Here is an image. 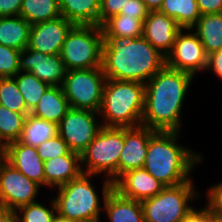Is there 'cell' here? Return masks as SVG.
<instances>
[{
  "label": "cell",
  "instance_id": "obj_37",
  "mask_svg": "<svg viewBox=\"0 0 222 222\" xmlns=\"http://www.w3.org/2000/svg\"><path fill=\"white\" fill-rule=\"evenodd\" d=\"M149 12L142 0H128L125 7L120 10V14L135 18H146Z\"/></svg>",
  "mask_w": 222,
  "mask_h": 222
},
{
  "label": "cell",
  "instance_id": "obj_40",
  "mask_svg": "<svg viewBox=\"0 0 222 222\" xmlns=\"http://www.w3.org/2000/svg\"><path fill=\"white\" fill-rule=\"evenodd\" d=\"M206 71H213L222 79V49L208 55Z\"/></svg>",
  "mask_w": 222,
  "mask_h": 222
},
{
  "label": "cell",
  "instance_id": "obj_5",
  "mask_svg": "<svg viewBox=\"0 0 222 222\" xmlns=\"http://www.w3.org/2000/svg\"><path fill=\"white\" fill-rule=\"evenodd\" d=\"M97 175L82 173L78 178L58 187L54 201L57 213L77 222H100V213L104 201L113 189V182L105 177L102 187L103 204L91 183V177ZM102 206V207H101Z\"/></svg>",
  "mask_w": 222,
  "mask_h": 222
},
{
  "label": "cell",
  "instance_id": "obj_29",
  "mask_svg": "<svg viewBox=\"0 0 222 222\" xmlns=\"http://www.w3.org/2000/svg\"><path fill=\"white\" fill-rule=\"evenodd\" d=\"M25 119V114L0 105V145L3 148L20 139Z\"/></svg>",
  "mask_w": 222,
  "mask_h": 222
},
{
  "label": "cell",
  "instance_id": "obj_41",
  "mask_svg": "<svg viewBox=\"0 0 222 222\" xmlns=\"http://www.w3.org/2000/svg\"><path fill=\"white\" fill-rule=\"evenodd\" d=\"M182 222H208V207L196 209L193 208Z\"/></svg>",
  "mask_w": 222,
  "mask_h": 222
},
{
  "label": "cell",
  "instance_id": "obj_36",
  "mask_svg": "<svg viewBox=\"0 0 222 222\" xmlns=\"http://www.w3.org/2000/svg\"><path fill=\"white\" fill-rule=\"evenodd\" d=\"M207 207L215 215L222 216V181L207 189Z\"/></svg>",
  "mask_w": 222,
  "mask_h": 222
},
{
  "label": "cell",
  "instance_id": "obj_3",
  "mask_svg": "<svg viewBox=\"0 0 222 222\" xmlns=\"http://www.w3.org/2000/svg\"><path fill=\"white\" fill-rule=\"evenodd\" d=\"M179 135L174 131H155L149 139L143 167L165 186H176L191 180L190 173L203 160L200 153L177 142Z\"/></svg>",
  "mask_w": 222,
  "mask_h": 222
},
{
  "label": "cell",
  "instance_id": "obj_27",
  "mask_svg": "<svg viewBox=\"0 0 222 222\" xmlns=\"http://www.w3.org/2000/svg\"><path fill=\"white\" fill-rule=\"evenodd\" d=\"M159 12L172 17L182 29L192 28L201 16L196 0H164Z\"/></svg>",
  "mask_w": 222,
  "mask_h": 222
},
{
  "label": "cell",
  "instance_id": "obj_8",
  "mask_svg": "<svg viewBox=\"0 0 222 222\" xmlns=\"http://www.w3.org/2000/svg\"><path fill=\"white\" fill-rule=\"evenodd\" d=\"M201 193L195 190L193 180L180 185L166 186L157 195L141 201L145 222H182L193 209L190 201Z\"/></svg>",
  "mask_w": 222,
  "mask_h": 222
},
{
  "label": "cell",
  "instance_id": "obj_31",
  "mask_svg": "<svg viewBox=\"0 0 222 222\" xmlns=\"http://www.w3.org/2000/svg\"><path fill=\"white\" fill-rule=\"evenodd\" d=\"M0 105L26 116L30 114L14 77L0 78Z\"/></svg>",
  "mask_w": 222,
  "mask_h": 222
},
{
  "label": "cell",
  "instance_id": "obj_1",
  "mask_svg": "<svg viewBox=\"0 0 222 222\" xmlns=\"http://www.w3.org/2000/svg\"><path fill=\"white\" fill-rule=\"evenodd\" d=\"M193 77L165 66L147 81L141 125L155 131L180 132L182 107Z\"/></svg>",
  "mask_w": 222,
  "mask_h": 222
},
{
  "label": "cell",
  "instance_id": "obj_42",
  "mask_svg": "<svg viewBox=\"0 0 222 222\" xmlns=\"http://www.w3.org/2000/svg\"><path fill=\"white\" fill-rule=\"evenodd\" d=\"M0 222H15V211L0 207Z\"/></svg>",
  "mask_w": 222,
  "mask_h": 222
},
{
  "label": "cell",
  "instance_id": "obj_21",
  "mask_svg": "<svg viewBox=\"0 0 222 222\" xmlns=\"http://www.w3.org/2000/svg\"><path fill=\"white\" fill-rule=\"evenodd\" d=\"M61 86H49L30 112L31 115L58 124L70 109Z\"/></svg>",
  "mask_w": 222,
  "mask_h": 222
},
{
  "label": "cell",
  "instance_id": "obj_33",
  "mask_svg": "<svg viewBox=\"0 0 222 222\" xmlns=\"http://www.w3.org/2000/svg\"><path fill=\"white\" fill-rule=\"evenodd\" d=\"M19 50L0 44V78L14 77L19 70Z\"/></svg>",
  "mask_w": 222,
  "mask_h": 222
},
{
  "label": "cell",
  "instance_id": "obj_12",
  "mask_svg": "<svg viewBox=\"0 0 222 222\" xmlns=\"http://www.w3.org/2000/svg\"><path fill=\"white\" fill-rule=\"evenodd\" d=\"M187 33L183 34V31ZM193 29H181L175 37L172 51L166 56V66L173 70L189 73L195 77L206 71L208 55Z\"/></svg>",
  "mask_w": 222,
  "mask_h": 222
},
{
  "label": "cell",
  "instance_id": "obj_11",
  "mask_svg": "<svg viewBox=\"0 0 222 222\" xmlns=\"http://www.w3.org/2000/svg\"><path fill=\"white\" fill-rule=\"evenodd\" d=\"M40 188L0 156V207L15 211L20 206L38 202L35 199Z\"/></svg>",
  "mask_w": 222,
  "mask_h": 222
},
{
  "label": "cell",
  "instance_id": "obj_35",
  "mask_svg": "<svg viewBox=\"0 0 222 222\" xmlns=\"http://www.w3.org/2000/svg\"><path fill=\"white\" fill-rule=\"evenodd\" d=\"M128 0H100L99 26L107 19L120 14L121 8H124Z\"/></svg>",
  "mask_w": 222,
  "mask_h": 222
},
{
  "label": "cell",
  "instance_id": "obj_4",
  "mask_svg": "<svg viewBox=\"0 0 222 222\" xmlns=\"http://www.w3.org/2000/svg\"><path fill=\"white\" fill-rule=\"evenodd\" d=\"M145 84L136 81L106 79L99 115L104 127L141 126Z\"/></svg>",
  "mask_w": 222,
  "mask_h": 222
},
{
  "label": "cell",
  "instance_id": "obj_39",
  "mask_svg": "<svg viewBox=\"0 0 222 222\" xmlns=\"http://www.w3.org/2000/svg\"><path fill=\"white\" fill-rule=\"evenodd\" d=\"M201 15L222 13V0H196Z\"/></svg>",
  "mask_w": 222,
  "mask_h": 222
},
{
  "label": "cell",
  "instance_id": "obj_43",
  "mask_svg": "<svg viewBox=\"0 0 222 222\" xmlns=\"http://www.w3.org/2000/svg\"><path fill=\"white\" fill-rule=\"evenodd\" d=\"M150 11H159L164 0H142Z\"/></svg>",
  "mask_w": 222,
  "mask_h": 222
},
{
  "label": "cell",
  "instance_id": "obj_16",
  "mask_svg": "<svg viewBox=\"0 0 222 222\" xmlns=\"http://www.w3.org/2000/svg\"><path fill=\"white\" fill-rule=\"evenodd\" d=\"M155 130L145 126L124 128V147L118 163V178L127 171L142 168L149 139Z\"/></svg>",
  "mask_w": 222,
  "mask_h": 222
},
{
  "label": "cell",
  "instance_id": "obj_24",
  "mask_svg": "<svg viewBox=\"0 0 222 222\" xmlns=\"http://www.w3.org/2000/svg\"><path fill=\"white\" fill-rule=\"evenodd\" d=\"M191 29H195L207 55L222 49V13L201 15Z\"/></svg>",
  "mask_w": 222,
  "mask_h": 222
},
{
  "label": "cell",
  "instance_id": "obj_23",
  "mask_svg": "<svg viewBox=\"0 0 222 222\" xmlns=\"http://www.w3.org/2000/svg\"><path fill=\"white\" fill-rule=\"evenodd\" d=\"M31 24L23 17H0V44L22 51L29 45Z\"/></svg>",
  "mask_w": 222,
  "mask_h": 222
},
{
  "label": "cell",
  "instance_id": "obj_26",
  "mask_svg": "<svg viewBox=\"0 0 222 222\" xmlns=\"http://www.w3.org/2000/svg\"><path fill=\"white\" fill-rule=\"evenodd\" d=\"M56 135H58V124L28 114L19 141L37 147Z\"/></svg>",
  "mask_w": 222,
  "mask_h": 222
},
{
  "label": "cell",
  "instance_id": "obj_18",
  "mask_svg": "<svg viewBox=\"0 0 222 222\" xmlns=\"http://www.w3.org/2000/svg\"><path fill=\"white\" fill-rule=\"evenodd\" d=\"M15 169L40 186H45L44 161L36 147L21 143L19 140L8 144L1 155Z\"/></svg>",
  "mask_w": 222,
  "mask_h": 222
},
{
  "label": "cell",
  "instance_id": "obj_9",
  "mask_svg": "<svg viewBox=\"0 0 222 222\" xmlns=\"http://www.w3.org/2000/svg\"><path fill=\"white\" fill-rule=\"evenodd\" d=\"M105 81L102 67L67 70L61 87L70 107L99 112Z\"/></svg>",
  "mask_w": 222,
  "mask_h": 222
},
{
  "label": "cell",
  "instance_id": "obj_46",
  "mask_svg": "<svg viewBox=\"0 0 222 222\" xmlns=\"http://www.w3.org/2000/svg\"><path fill=\"white\" fill-rule=\"evenodd\" d=\"M3 147L0 145V156L2 155V153H3Z\"/></svg>",
  "mask_w": 222,
  "mask_h": 222
},
{
  "label": "cell",
  "instance_id": "obj_10",
  "mask_svg": "<svg viewBox=\"0 0 222 222\" xmlns=\"http://www.w3.org/2000/svg\"><path fill=\"white\" fill-rule=\"evenodd\" d=\"M96 115L99 112L71 107L58 123V134L70 151L81 155L96 137L103 127Z\"/></svg>",
  "mask_w": 222,
  "mask_h": 222
},
{
  "label": "cell",
  "instance_id": "obj_7",
  "mask_svg": "<svg viewBox=\"0 0 222 222\" xmlns=\"http://www.w3.org/2000/svg\"><path fill=\"white\" fill-rule=\"evenodd\" d=\"M103 31L101 26L74 25L61 49L67 70L102 67Z\"/></svg>",
  "mask_w": 222,
  "mask_h": 222
},
{
  "label": "cell",
  "instance_id": "obj_15",
  "mask_svg": "<svg viewBox=\"0 0 222 222\" xmlns=\"http://www.w3.org/2000/svg\"><path fill=\"white\" fill-rule=\"evenodd\" d=\"M165 187L144 167L125 172L113 183V189L122 197L136 201L151 198L160 193Z\"/></svg>",
  "mask_w": 222,
  "mask_h": 222
},
{
  "label": "cell",
  "instance_id": "obj_45",
  "mask_svg": "<svg viewBox=\"0 0 222 222\" xmlns=\"http://www.w3.org/2000/svg\"><path fill=\"white\" fill-rule=\"evenodd\" d=\"M53 222H77V221L67 219L57 213L53 219Z\"/></svg>",
  "mask_w": 222,
  "mask_h": 222
},
{
  "label": "cell",
  "instance_id": "obj_28",
  "mask_svg": "<svg viewBox=\"0 0 222 222\" xmlns=\"http://www.w3.org/2000/svg\"><path fill=\"white\" fill-rule=\"evenodd\" d=\"M19 15L34 25L59 18L61 11L58 0H22Z\"/></svg>",
  "mask_w": 222,
  "mask_h": 222
},
{
  "label": "cell",
  "instance_id": "obj_38",
  "mask_svg": "<svg viewBox=\"0 0 222 222\" xmlns=\"http://www.w3.org/2000/svg\"><path fill=\"white\" fill-rule=\"evenodd\" d=\"M22 0H0V17L19 16Z\"/></svg>",
  "mask_w": 222,
  "mask_h": 222
},
{
  "label": "cell",
  "instance_id": "obj_13",
  "mask_svg": "<svg viewBox=\"0 0 222 222\" xmlns=\"http://www.w3.org/2000/svg\"><path fill=\"white\" fill-rule=\"evenodd\" d=\"M20 72H30L49 86H61L67 74L60 54H45L26 47L19 53Z\"/></svg>",
  "mask_w": 222,
  "mask_h": 222
},
{
  "label": "cell",
  "instance_id": "obj_20",
  "mask_svg": "<svg viewBox=\"0 0 222 222\" xmlns=\"http://www.w3.org/2000/svg\"><path fill=\"white\" fill-rule=\"evenodd\" d=\"M109 222H145L141 201L122 197L112 189L104 201Z\"/></svg>",
  "mask_w": 222,
  "mask_h": 222
},
{
  "label": "cell",
  "instance_id": "obj_17",
  "mask_svg": "<svg viewBox=\"0 0 222 222\" xmlns=\"http://www.w3.org/2000/svg\"><path fill=\"white\" fill-rule=\"evenodd\" d=\"M182 28L172 18L159 11H150L143 22V37L164 56L173 48L175 37Z\"/></svg>",
  "mask_w": 222,
  "mask_h": 222
},
{
  "label": "cell",
  "instance_id": "obj_19",
  "mask_svg": "<svg viewBox=\"0 0 222 222\" xmlns=\"http://www.w3.org/2000/svg\"><path fill=\"white\" fill-rule=\"evenodd\" d=\"M45 186L58 188L78 178L82 173L81 155L69 151L66 155L48 159L43 165Z\"/></svg>",
  "mask_w": 222,
  "mask_h": 222
},
{
  "label": "cell",
  "instance_id": "obj_34",
  "mask_svg": "<svg viewBox=\"0 0 222 222\" xmlns=\"http://www.w3.org/2000/svg\"><path fill=\"white\" fill-rule=\"evenodd\" d=\"M36 149L44 162L51 158L66 155L70 151L67 143L59 134L38 145Z\"/></svg>",
  "mask_w": 222,
  "mask_h": 222
},
{
  "label": "cell",
  "instance_id": "obj_30",
  "mask_svg": "<svg viewBox=\"0 0 222 222\" xmlns=\"http://www.w3.org/2000/svg\"><path fill=\"white\" fill-rule=\"evenodd\" d=\"M14 78L24 98L27 109L31 112L49 85L39 80L30 72H18Z\"/></svg>",
  "mask_w": 222,
  "mask_h": 222
},
{
  "label": "cell",
  "instance_id": "obj_14",
  "mask_svg": "<svg viewBox=\"0 0 222 222\" xmlns=\"http://www.w3.org/2000/svg\"><path fill=\"white\" fill-rule=\"evenodd\" d=\"M74 24L65 17L31 25L28 48L45 54H60Z\"/></svg>",
  "mask_w": 222,
  "mask_h": 222
},
{
  "label": "cell",
  "instance_id": "obj_2",
  "mask_svg": "<svg viewBox=\"0 0 222 222\" xmlns=\"http://www.w3.org/2000/svg\"><path fill=\"white\" fill-rule=\"evenodd\" d=\"M166 66V56L143 36L117 40L104 38L102 70L106 79L145 84Z\"/></svg>",
  "mask_w": 222,
  "mask_h": 222
},
{
  "label": "cell",
  "instance_id": "obj_44",
  "mask_svg": "<svg viewBox=\"0 0 222 222\" xmlns=\"http://www.w3.org/2000/svg\"><path fill=\"white\" fill-rule=\"evenodd\" d=\"M208 222H222V216L215 215L208 209Z\"/></svg>",
  "mask_w": 222,
  "mask_h": 222
},
{
  "label": "cell",
  "instance_id": "obj_25",
  "mask_svg": "<svg viewBox=\"0 0 222 222\" xmlns=\"http://www.w3.org/2000/svg\"><path fill=\"white\" fill-rule=\"evenodd\" d=\"M144 19L122 14L112 16L101 25L103 37L117 40L142 37Z\"/></svg>",
  "mask_w": 222,
  "mask_h": 222
},
{
  "label": "cell",
  "instance_id": "obj_32",
  "mask_svg": "<svg viewBox=\"0 0 222 222\" xmlns=\"http://www.w3.org/2000/svg\"><path fill=\"white\" fill-rule=\"evenodd\" d=\"M50 207L47 208L40 202L20 206L15 210V222H53L57 214L54 199Z\"/></svg>",
  "mask_w": 222,
  "mask_h": 222
},
{
  "label": "cell",
  "instance_id": "obj_22",
  "mask_svg": "<svg viewBox=\"0 0 222 222\" xmlns=\"http://www.w3.org/2000/svg\"><path fill=\"white\" fill-rule=\"evenodd\" d=\"M61 16L74 25L99 26L100 0H58Z\"/></svg>",
  "mask_w": 222,
  "mask_h": 222
},
{
  "label": "cell",
  "instance_id": "obj_6",
  "mask_svg": "<svg viewBox=\"0 0 222 222\" xmlns=\"http://www.w3.org/2000/svg\"><path fill=\"white\" fill-rule=\"evenodd\" d=\"M123 147L124 128L103 126L81 154L83 173L91 175L104 173L114 183L118 179V163Z\"/></svg>",
  "mask_w": 222,
  "mask_h": 222
}]
</instances>
